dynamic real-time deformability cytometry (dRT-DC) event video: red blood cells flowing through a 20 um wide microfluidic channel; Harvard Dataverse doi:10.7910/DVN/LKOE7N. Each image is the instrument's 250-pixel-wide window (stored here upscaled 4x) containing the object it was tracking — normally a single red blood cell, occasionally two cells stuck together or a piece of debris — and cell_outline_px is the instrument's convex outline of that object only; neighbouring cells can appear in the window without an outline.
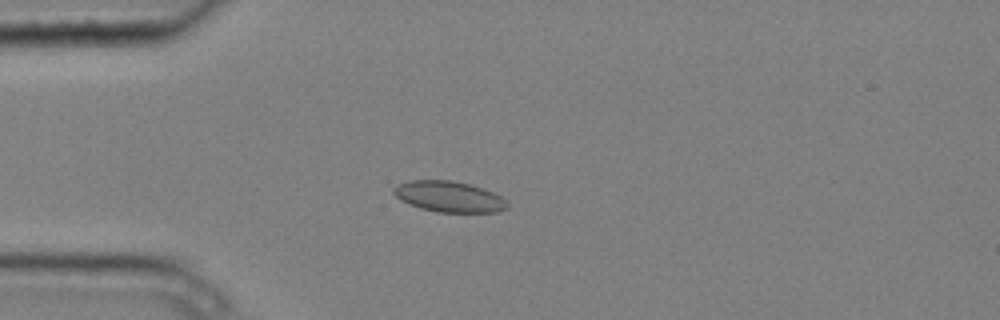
{"species": "common noctule bat (a hibernating species)", "species_latin": "Nyctalus noctula", "temperature_condition": "cold", "stored_images_in_passage": 5, "camera_frame_rate_fps": 3000, "um_per_image_px": 0.085, "animal": {"sex": "male", "body_mass_g": 20.4}, "frame": {"image": 1, "passage_image": 5, "time_ms": 1.333, "image_size_px": [1000, 320], "cell_outline_px": [[508, 208], [496, 212], [436, 212], [420, 208], [408, 204], [400, 200], [392, 192], [392, 188], [396, 184], [408, 180], [452, 180], [484, 188], [500, 196], [508, 204]], "centroid_in_image_um": [38.11, 16.71], "position_along_channel_um": 46.9, "area_um2": 20.58}}